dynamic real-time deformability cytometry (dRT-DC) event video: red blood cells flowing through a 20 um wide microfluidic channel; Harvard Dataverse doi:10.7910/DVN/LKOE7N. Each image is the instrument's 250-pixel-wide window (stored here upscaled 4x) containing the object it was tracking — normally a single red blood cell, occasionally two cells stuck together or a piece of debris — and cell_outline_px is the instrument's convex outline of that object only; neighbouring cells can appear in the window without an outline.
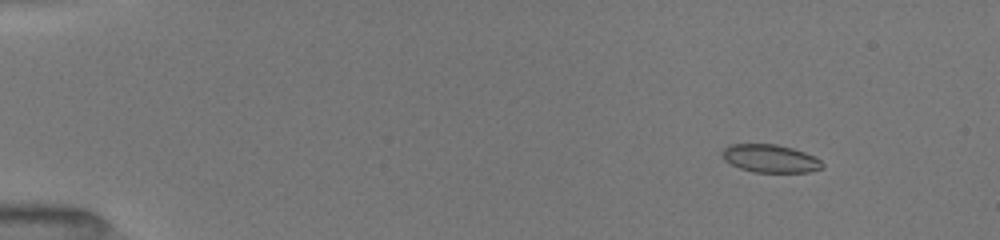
{"species": "common noctule bat (a hibernating species)", "species_latin": "Nyctalus noctula", "temperature_condition": "room temperature", "stored_images_in_passage": 50, "camera_frame_rate_fps": 3000, "um_per_image_px": 0.085, "animal": {"sex": "female", "body_mass_g": 19.5, "forearm_length_mm": 54.1}, "frame": {"image": 1, "passage_image": 5, "time_ms": 1.333, "image_size_px": [1000, 240], "cell_outline_px": [[824, 168], [808, 172], [752, 172], [740, 168], [724, 160], [720, 156], [720, 152], [728, 144], [776, 144], [792, 148], [816, 156], [824, 164]], "centroid_in_image_um": [65.46, 13.47], "position_along_channel_um": 19.5, "area_um2": 16.53}}
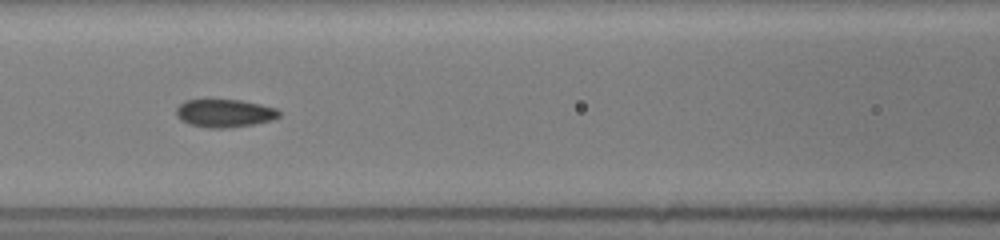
{"frame": {"image": 2, "passage_image": 23, "time_ms": 7.333, "image_size_px": [1000, 240], "cell_outline_px": [[280, 116], [272, 120], [256, 124], [224, 128], [208, 128], [188, 124], [180, 120], [176, 116], [176, 108], [184, 100], [208, 96], [240, 100], [260, 104], [276, 108], [280, 112]], "centroid_in_image_um": [19.02, 9.57], "position_along_channel_um": 147.6, "area_um2": 17.69}}
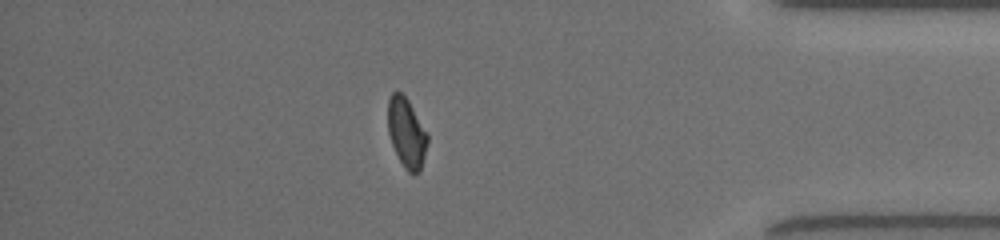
{"frame": {"image": 3, "passage_image": 44, "time_ms": 14.333, "image_size_px": [1000, 240], "cell_outline_px": [[428, 140], [420, 172], [408, 172], [404, 168], [392, 144], [388, 132], [388, 100], [392, 92], [400, 92], [408, 100], [428, 132]], "centroid_in_image_um": [34.56, 11.27], "position_along_channel_um": 400.6, "area_um2": 15.95}, "authors_computed_cell_mechanics": {"area_um2": 16.9354, "velocity_mm_per_s": 4.0366, "shape_relaxation_time_tau1_ms": null, "shape_relaxation_time_tau2_ms": 1.2149, "deformation_change_tau1": null, "deformation_change_tau2": 0.0557}}